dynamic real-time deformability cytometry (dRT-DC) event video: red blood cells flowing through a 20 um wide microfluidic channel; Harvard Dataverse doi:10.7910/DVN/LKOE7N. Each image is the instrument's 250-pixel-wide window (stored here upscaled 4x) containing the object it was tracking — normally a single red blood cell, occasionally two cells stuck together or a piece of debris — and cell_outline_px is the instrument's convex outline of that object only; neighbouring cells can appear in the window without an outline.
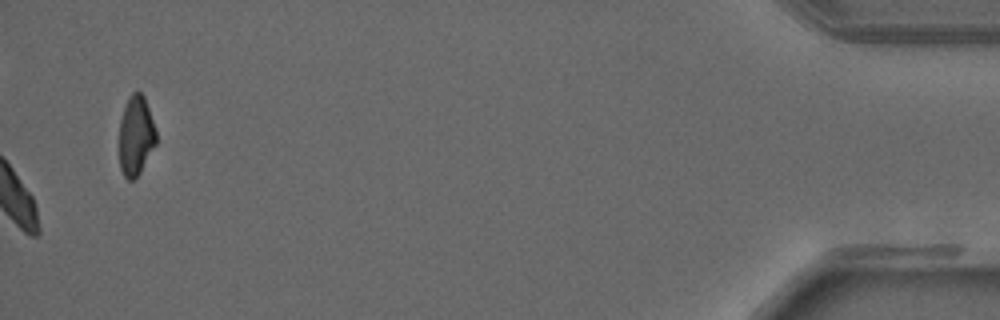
{"species": "common noctule bat (a hibernating species)", "species_latin": "Nyctalus noctula", "temperature_condition": "warm", "stored_images_in_passage": 30, "camera_frame_rate_fps": 3000, "um_per_image_px": 0.085, "animal": {"sex": "male", "forearm_length_mm": 52.5}, "frame": {"image": 1, "passage_image": 30, "time_ms": 9.667, "image_size_px": [1000, 320], "cell_outline_px": [[156, 144], [140, 172], [132, 180], [128, 180], [124, 176], [120, 168], [120, 120], [128, 96], [132, 92], [140, 92], [144, 96], [156, 128]], "centroid_in_image_um": [11.56, 11.51], "position_along_channel_um": 423.6, "area_um2": 17.05}}